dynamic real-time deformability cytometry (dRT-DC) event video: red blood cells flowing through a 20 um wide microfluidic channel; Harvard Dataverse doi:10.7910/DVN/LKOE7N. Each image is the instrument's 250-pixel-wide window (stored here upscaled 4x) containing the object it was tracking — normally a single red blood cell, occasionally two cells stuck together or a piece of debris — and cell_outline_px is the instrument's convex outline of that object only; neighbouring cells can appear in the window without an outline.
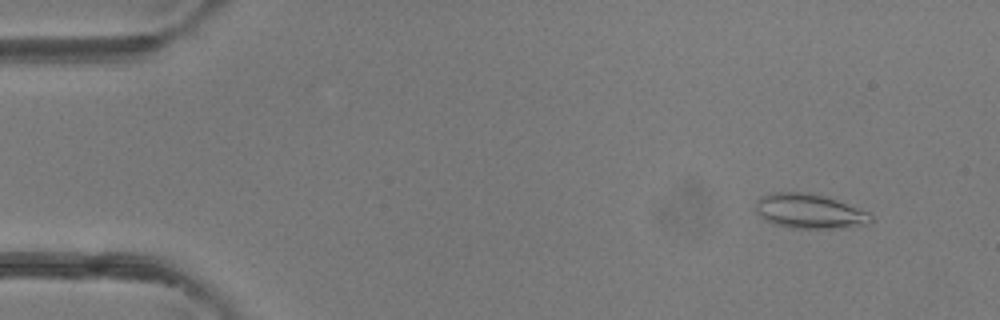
{"species": "common noctule bat (a hibernating species)", "species_latin": "Nyctalus noctula", "temperature_condition": "room temperature", "stored_images_in_passage": 44, "camera_frame_rate_fps": 3000, "um_per_image_px": 0.085, "animal": {"sex": "female"}, "frame": {"image": 1, "passage_image": 1, "time_ms": 0.0, "image_size_px": [1000, 320], "cell_outline_px": [[876, 220], [868, 224], [844, 228], [792, 228], [776, 224], [760, 216], [756, 212], [756, 204], [760, 196], [772, 192], [812, 192], [836, 200], [868, 212]], "centroid_in_image_um": [68.83, 17.95], "position_along_channel_um": 16.2, "area_um2": 23.24}}
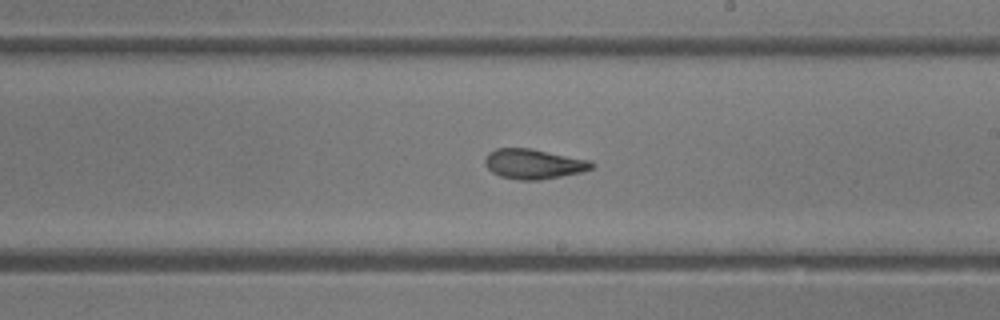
{"frame": {"image": 2, "passage_image": 24, "time_ms": 7.667, "image_size_px": [1000, 320], "cell_outline_px": [[596, 164], [592, 168], [580, 172], [540, 180], [520, 180], [500, 176], [492, 172], [484, 164], [484, 160], [488, 152], [496, 148], [532, 148], [592, 160]], "centroid_in_image_um": [45.36, 13.92], "position_along_channel_um": 243.6, "area_um2": 18.79}}
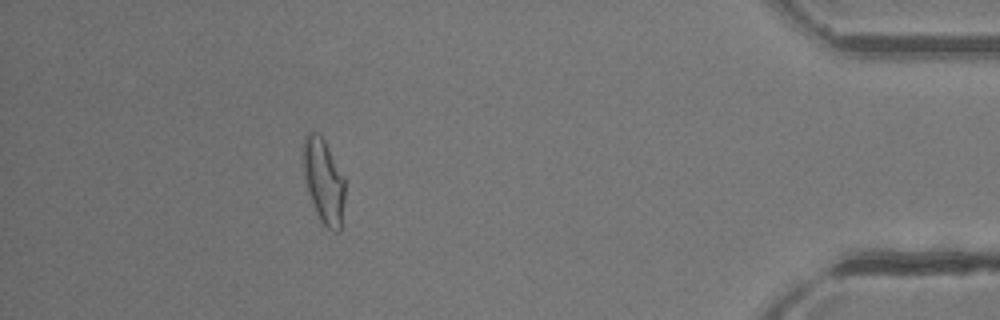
{"frame": {"image": 3, "passage_image": 39, "time_ms": 12.667, "image_size_px": [1000, 320], "cell_outline_px": [[344, 200], [340, 232], [336, 232], [328, 228], [320, 220], [316, 212], [308, 192], [304, 176], [304, 136], [308, 132], [316, 132], [324, 140], [344, 176]], "centroid_in_image_um": [27.52, 15.41], "position_along_channel_um": 407.7, "area_um2": 20.23}, "authors_computed_cell_mechanics": {"area_um2": 19.5942, "velocity_mm_per_s": 4.391, "shape_relaxation_time_tau1_ms": null, "shape_relaxation_time_tau2_ms": 1.8013, "deformation_change_tau1": null, "deformation_change_tau2": 0.0926}}